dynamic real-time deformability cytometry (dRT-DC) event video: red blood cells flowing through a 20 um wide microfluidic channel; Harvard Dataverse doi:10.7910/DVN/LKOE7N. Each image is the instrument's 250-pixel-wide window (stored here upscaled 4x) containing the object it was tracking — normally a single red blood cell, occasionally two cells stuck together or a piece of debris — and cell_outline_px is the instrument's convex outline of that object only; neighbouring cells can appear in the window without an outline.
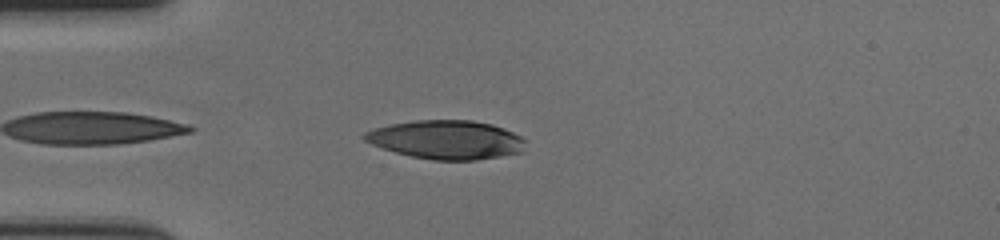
{"species": "human", "species_latin": "Homo sapiens", "temperature_condition": "cold", "stored_images_in_passage": 42, "camera_frame_rate_fps": 3000, "um_per_image_px": 0.085, "donor": {"sex": "female"}, "frame": {"image": 1, "passage_image": 3, "time_ms": 0.667, "image_size_px": [1000, 240], "cell_outline_px": [[524, 152], [476, 160], [432, 160], [412, 156], [396, 152], [372, 144], [364, 140], [360, 136], [364, 132], [376, 128], [392, 124], [416, 120], [472, 120], [492, 124], [504, 128], [520, 136], [524, 140]], "centroid_in_image_um": [37.95, 11.87], "position_along_channel_um": 47.0, "area_um2": 36.24}}
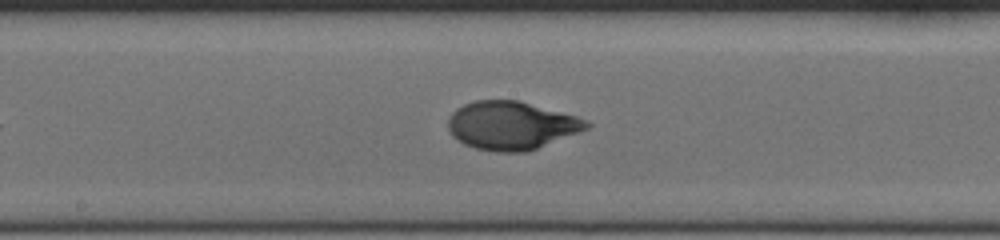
{"frame": {"image": 2, "passage_image": 18, "time_ms": 5.667, "image_size_px": [1000, 240], "cell_outline_px": [[592, 124], [588, 128], [536, 148], [524, 152], [496, 152], [476, 148], [464, 144], [456, 140], [452, 136], [448, 128], [448, 116], [456, 108], [464, 104], [476, 100], [520, 100], [576, 116], [588, 120]], "centroid_in_image_um": [43.43, 10.65], "position_along_channel_um": 204.8, "area_um2": 38.9}}
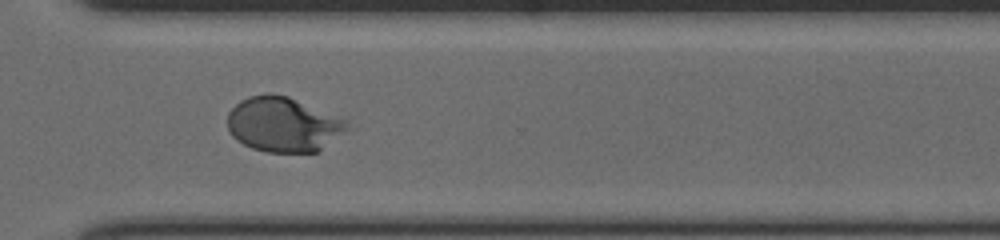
{"frame": {"image": 3, "passage_image": 30, "time_ms": 9.667, "image_size_px": [1000, 240], "cell_outline_px": [[352, 128], [320, 152], [264, 152], [252, 148], [236, 140], [228, 132], [228, 112], [240, 100], [248, 96], [268, 92], [272, 92], [288, 96], [348, 120]], "centroid_in_image_um": [24.12, 10.58], "position_along_channel_um": 346.5, "area_um2": 39.02}, "authors_computed_cell_mechanics": {"area_um2": 38.1769, "velocity_mm_per_s": 3.5394, "shape_relaxation_time_tau1_ms": 4.7736, "shape_relaxation_time_tau2_ms": null, "deformation_change_tau1": 0.2479, "deformation_change_tau2": null}}